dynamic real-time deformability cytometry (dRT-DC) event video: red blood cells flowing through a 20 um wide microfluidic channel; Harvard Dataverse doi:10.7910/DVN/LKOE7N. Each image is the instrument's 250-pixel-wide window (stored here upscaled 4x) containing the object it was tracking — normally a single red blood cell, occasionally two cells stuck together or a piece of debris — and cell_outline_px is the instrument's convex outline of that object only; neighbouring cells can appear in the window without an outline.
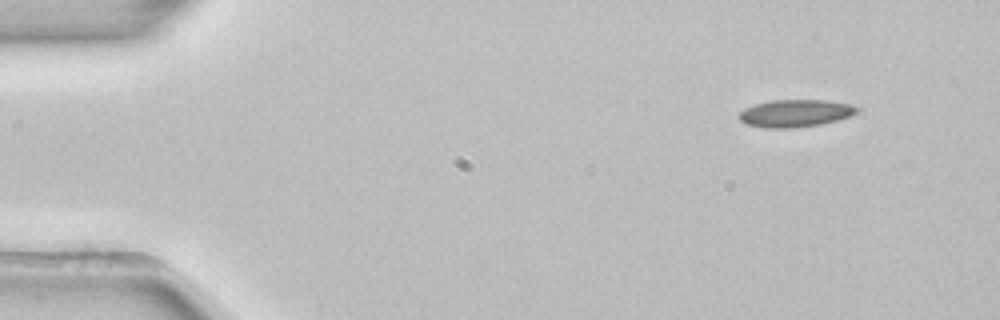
{"species": "common noctule bat (a hibernating species)", "species_latin": "Nyctalus noctula", "temperature_condition": "room temperature", "stored_images_in_passage": 48, "camera_frame_rate_fps": 3000, "um_per_image_px": 0.085, "animal": {"sex": "female", "body_mass_g": 22.7, "forearm_length_mm": 54.2}, "frame": {"image": 1, "passage_image": 1, "time_ms": 0.0, "image_size_px": [1000, 320], "cell_outline_px": [[856, 112], [848, 116], [836, 120], [820, 124], [792, 128], [764, 128], [744, 124], [740, 120], [740, 112], [744, 108], [756, 104], [772, 100], [828, 100], [852, 104], [856, 108]], "centroid_in_image_um": [67.55, 9.63], "position_along_channel_um": 17.4, "area_um2": 18.67}}
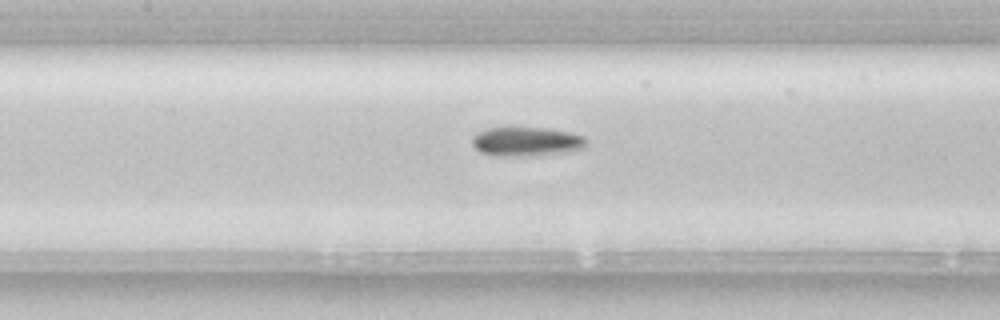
{"frame": {"image": 2, "passage_image": 20, "time_ms": 6.333, "image_size_px": [1000, 320], "cell_outline_px": [[588, 144], [584, 148], [564, 152], [516, 156], [492, 156], [480, 152], [472, 144], [472, 136], [488, 128], [548, 128], [568, 132], [584, 136], [588, 140]], "centroid_in_image_um": [44.75, 12.03], "position_along_channel_um": 162.7, "area_um2": 19.25}}
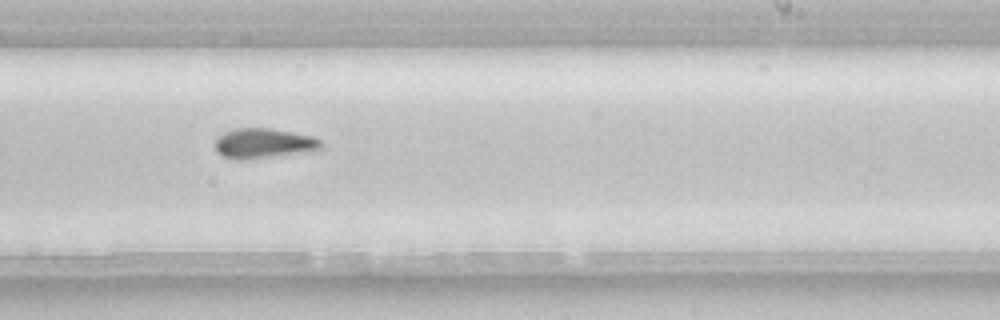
{"frame": {"image": 3, "passage_image": 28, "time_ms": 9.0, "image_size_px": [1000, 320], "cell_outline_px": [[324, 148], [320, 152], [240, 160], [236, 160], [224, 156], [216, 152], [212, 144], [224, 132], [236, 128], [268, 128], [292, 132], [312, 136], [320, 140], [324, 144]], "centroid_in_image_um": [22.49, 12.21], "position_along_channel_um": 266.5, "area_um2": 19.19}, "authors_computed_cell_mechanics": {"area_um2": 18.0336, "velocity_mm_per_s": 3.9199, "shape_relaxation_time_tau1_ms": 10.3602, "shape_relaxation_time_tau2_ms": null, "deformation_change_tau1": 0.2046, "deformation_change_tau2": null}}